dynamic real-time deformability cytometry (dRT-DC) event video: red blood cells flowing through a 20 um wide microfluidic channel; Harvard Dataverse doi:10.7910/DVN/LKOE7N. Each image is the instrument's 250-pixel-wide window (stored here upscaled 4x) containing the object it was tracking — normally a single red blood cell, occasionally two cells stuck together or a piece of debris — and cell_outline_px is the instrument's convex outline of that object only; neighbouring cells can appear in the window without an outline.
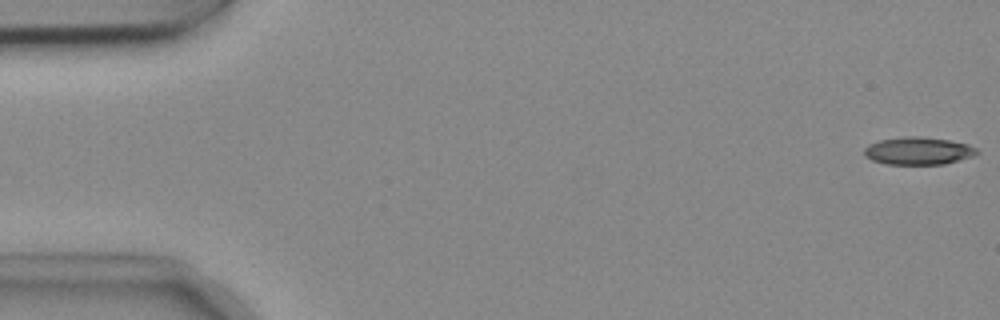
{"species": "common noctule bat (a hibernating species)", "species_latin": "Nyctalus noctula", "temperature_condition": "cold", "stored_images_in_passage": 54, "camera_frame_rate_fps": 3000, "um_per_image_px": 0.085, "animal": {"sex": "female", "body_mass_g": 18.4}, "frame": {"image": 1, "passage_image": 1, "time_ms": 0.0, "image_size_px": [1000, 320], "cell_outline_px": [[980, 152], [976, 156], [944, 164], [888, 164], [872, 160], [864, 156], [864, 148], [868, 144], [880, 140], [908, 136], [920, 136], [948, 140], [968, 144], [976, 148]], "centroid_in_image_um": [78.08, 12.83], "position_along_channel_um": 6.9, "area_um2": 18.21}}
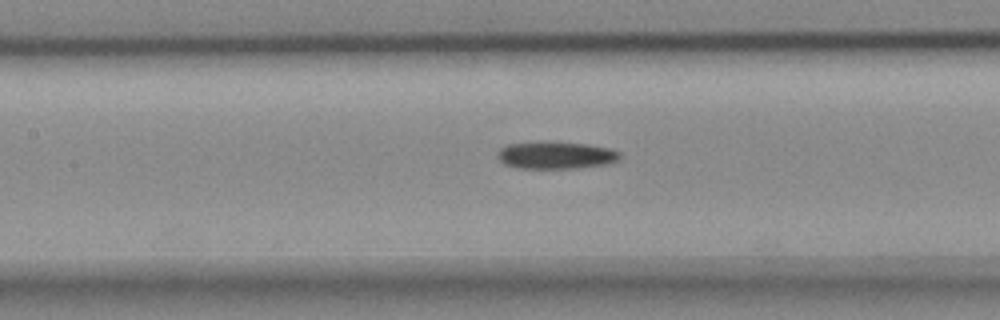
{"frame": {"image": 2, "passage_image": 24, "time_ms": 7.667, "image_size_px": [1000, 320], "cell_outline_px": [[620, 160], [612, 164], [580, 168], [516, 168], [504, 164], [496, 156], [500, 148], [508, 144], [540, 140], [588, 144], [612, 148], [620, 152]], "centroid_in_image_um": [47.28, 13.18], "position_along_channel_um": 160.1, "area_um2": 20.17}}
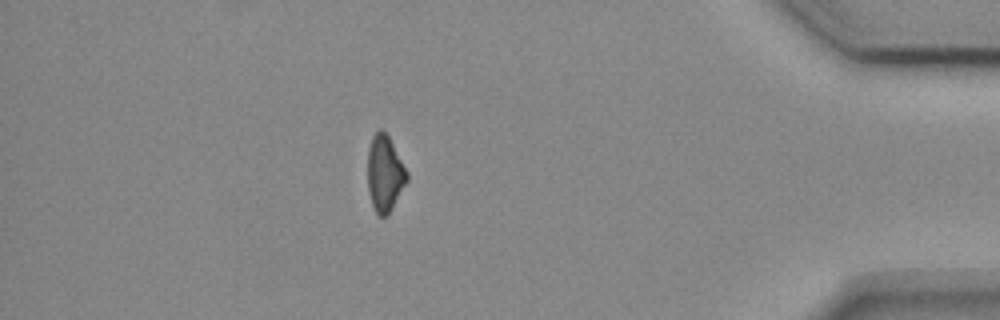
{"frame": {"image": 3, "passage_image": 47, "time_ms": 15.333, "image_size_px": [1000, 320], "cell_outline_px": [[408, 180], [388, 216], [380, 216], [376, 212], [372, 204], [368, 188], [368, 148], [372, 136], [380, 128], [388, 136], [408, 172]], "centroid_in_image_um": [32.71, 14.76], "position_along_channel_um": 402.5, "area_um2": 17.34}}